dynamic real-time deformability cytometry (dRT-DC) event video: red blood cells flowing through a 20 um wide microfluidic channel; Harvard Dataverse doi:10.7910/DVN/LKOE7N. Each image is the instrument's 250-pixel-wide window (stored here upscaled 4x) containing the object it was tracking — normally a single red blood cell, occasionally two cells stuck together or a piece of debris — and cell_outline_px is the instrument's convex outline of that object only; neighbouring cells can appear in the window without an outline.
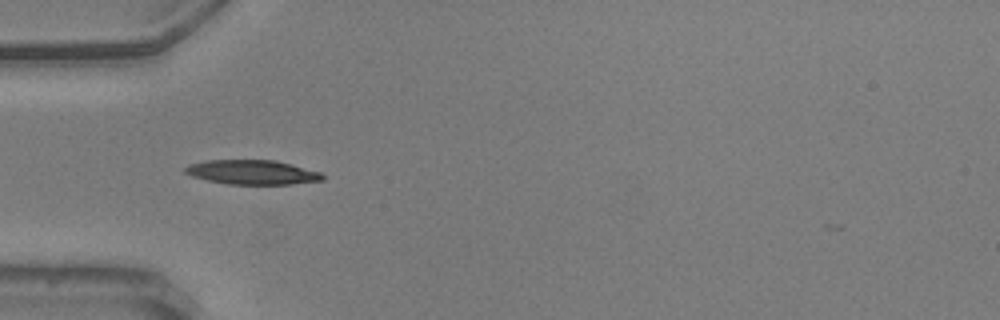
{"species": "common noctule bat (a hibernating species)", "species_latin": "Nyctalus noctula", "temperature_condition": "warm", "stored_images_in_passage": 40, "camera_frame_rate_fps": 3000, "um_per_image_px": 0.085, "animal": {"sex": "male", "body_mass_g": 20.5, "forearm_length_mm": 52.5}, "frame": {"image": 1, "passage_image": 1, "time_ms": 0.0, "image_size_px": [1000, 320], "cell_outline_px": [[324, 180], [292, 184], [228, 184], [208, 180], [192, 176], [184, 172], [184, 168], [188, 164], [208, 160], [276, 160], [292, 164], [320, 172], [324, 176]], "centroid_in_image_um": [21.44, 14.63], "position_along_channel_um": 63.6, "area_um2": 19.54}}
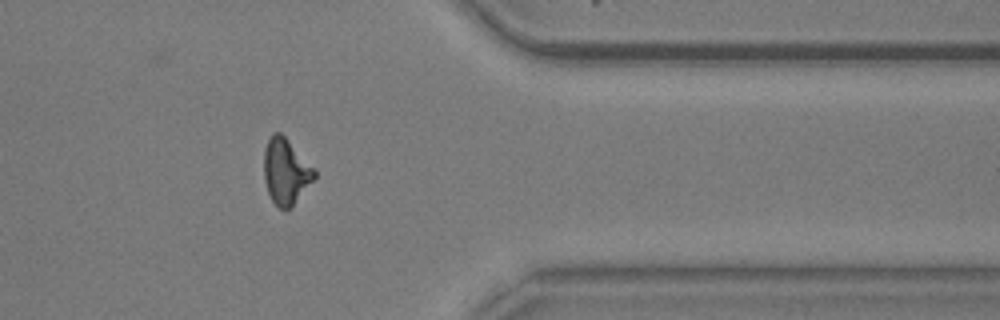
{"frame": {"image": 2, "passage_image": 29, "time_ms": 9.333, "image_size_px": [1000, 320], "cell_outline_px": [[316, 176], [292, 204], [288, 208], [280, 208], [272, 200], [268, 192], [264, 180], [264, 148], [272, 132], [280, 132], [284, 136], [316, 172]], "centroid_in_image_um": [24.24, 14.54], "position_along_channel_um": 387.2, "area_um2": 18.55}}
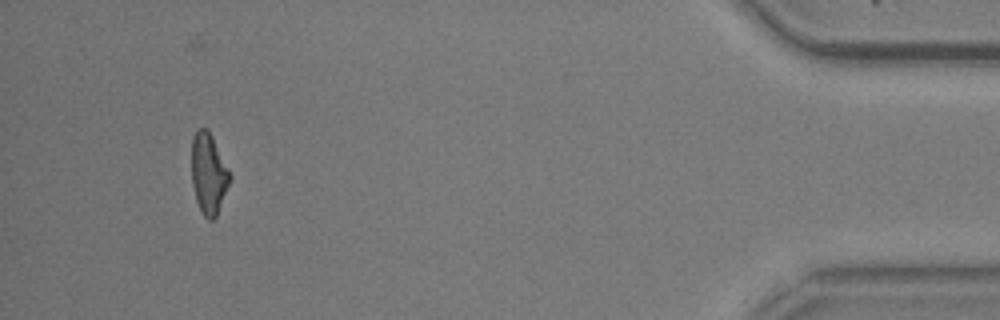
{"frame": {"image": 3, "passage_image": 36, "time_ms": 11.667, "image_size_px": [1000, 320], "cell_outline_px": [[232, 180], [216, 216], [212, 220], [208, 220], [200, 212], [196, 200], [192, 184], [192, 136], [196, 128], [208, 128], [232, 176]], "centroid_in_image_um": [17.73, 14.76], "position_along_channel_um": 417.5, "area_um2": 18.26}, "authors_computed_cell_mechanics": {"area_um2": 19.1607, "velocity_mm_per_s": 3.6256, "shape_relaxation_time_tau1_ms": 3.92, "shape_relaxation_time_tau2_ms": 1.2289, "deformation_change_tau1": 0.1717, "deformation_change_tau2": 0.0772}}